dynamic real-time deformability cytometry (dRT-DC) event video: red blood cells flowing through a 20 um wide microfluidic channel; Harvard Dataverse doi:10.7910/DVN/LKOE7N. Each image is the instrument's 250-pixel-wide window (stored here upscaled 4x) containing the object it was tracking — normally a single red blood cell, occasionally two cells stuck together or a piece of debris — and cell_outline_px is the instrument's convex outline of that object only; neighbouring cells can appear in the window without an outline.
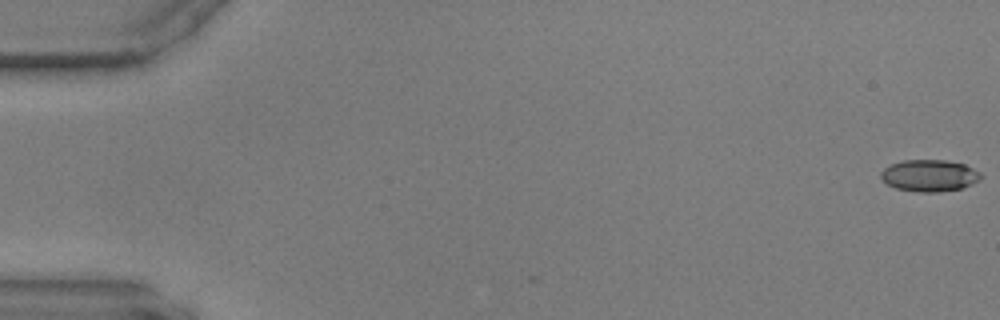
{"species": "common noctule bat (a hibernating species)", "species_latin": "Nyctalus noctula", "temperature_condition": "warm", "stored_images_in_passage": 59, "camera_frame_rate_fps": 3000, "um_per_image_px": 0.085, "animal": {"sex": "male", "body_mass_g": 17.9, "forearm_length_mm": 54.2}, "frame": {"image": 1, "passage_image": 1, "time_ms": 0.0, "image_size_px": [1000, 320], "cell_outline_px": [[980, 180], [972, 184], [960, 188], [936, 192], [920, 192], [896, 188], [888, 184], [880, 176], [880, 172], [884, 168], [892, 164], [904, 160], [944, 160], [964, 164], [980, 172]], "centroid_in_image_um": [78.99, 14.92], "position_along_channel_um": 6.0, "area_um2": 18.26}}
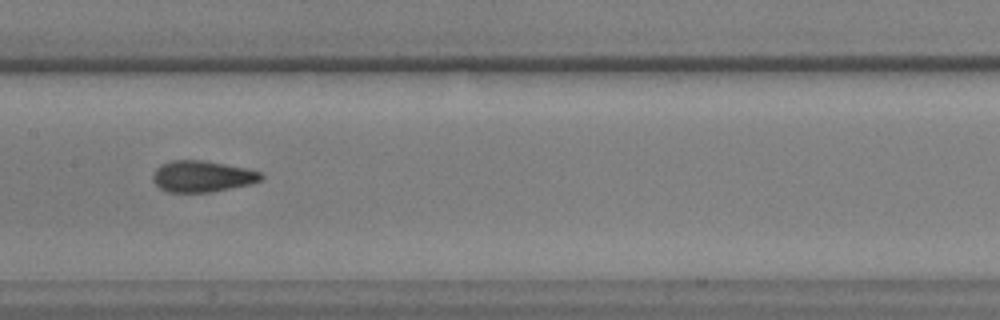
{"frame": {"image": 2, "passage_image": 30, "time_ms": 9.667, "image_size_px": [1000, 320], "cell_outline_px": [[264, 176], [260, 180], [248, 184], [208, 192], [168, 192], [160, 188], [152, 180], [152, 176], [156, 168], [160, 164], [172, 160], [204, 160], [248, 168], [260, 172]], "centroid_in_image_um": [17.15, 14.97], "position_along_channel_um": 190.2, "area_um2": 19.65}}
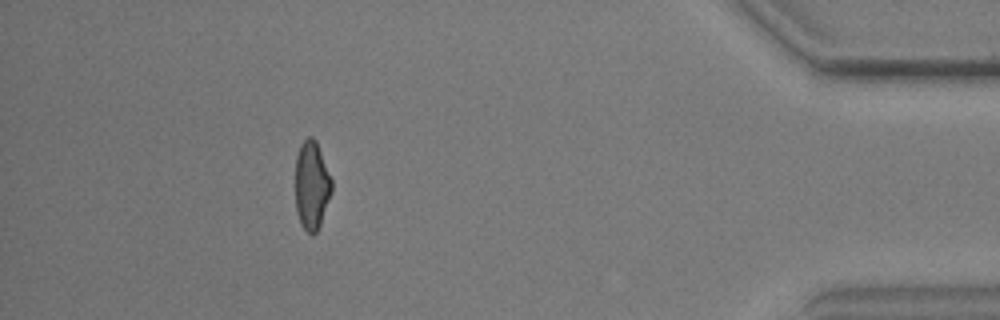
{"frame": {"image": 3, "passage_image": 53, "time_ms": 17.333, "image_size_px": [1000, 320], "cell_outline_px": [[332, 192], [320, 224], [316, 232], [312, 236], [300, 224], [296, 212], [296, 156], [300, 144], [308, 136], [312, 136], [316, 140], [332, 180]], "centroid_in_image_um": [26.49, 15.75], "position_along_channel_um": 408.7, "area_um2": 18.79}}